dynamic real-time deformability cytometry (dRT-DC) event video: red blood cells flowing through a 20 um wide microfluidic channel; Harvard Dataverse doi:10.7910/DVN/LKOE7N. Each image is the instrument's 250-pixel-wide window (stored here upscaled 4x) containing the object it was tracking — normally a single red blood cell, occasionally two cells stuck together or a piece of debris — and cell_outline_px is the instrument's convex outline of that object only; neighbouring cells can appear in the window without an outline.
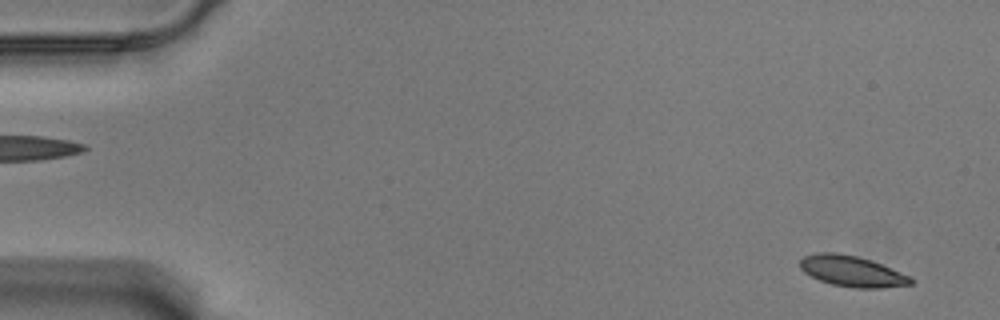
{"species": "Egyptian fruit bat (a non-hibernating species)", "species_latin": "Rousettus aegyptiacus", "temperature_condition": "warm", "stored_images_in_passage": 58, "camera_frame_rate_fps": 3000, "um_per_image_px": 0.085, "animal": {"sex": "male"}, "frame": {"image": 1, "passage_image": 3, "time_ms": 0.667, "image_size_px": [1000, 320], "cell_outline_px": [[916, 280], [912, 284], [880, 288], [856, 288], [832, 284], [820, 280], [804, 272], [800, 268], [800, 260], [804, 256], [816, 252], [836, 252], [856, 256], [872, 260], [908, 276]], "centroid_in_image_um": [72.4, 23.05], "position_along_channel_um": 12.6, "area_um2": 19.77}}
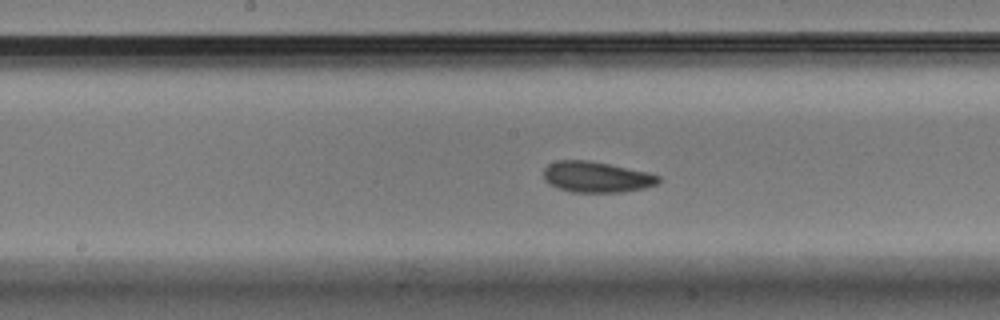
{"frame": {"image": 2, "passage_image": 30, "time_ms": 9.667, "image_size_px": [1000, 320], "cell_outline_px": [[660, 180], [656, 184], [644, 188], [624, 192], [572, 192], [556, 188], [544, 180], [544, 168], [548, 164], [556, 160], [588, 160], [648, 172], [660, 176]], "centroid_in_image_um": [50.67, 15.04], "position_along_channel_um": 197.5, "area_um2": 20.69}}
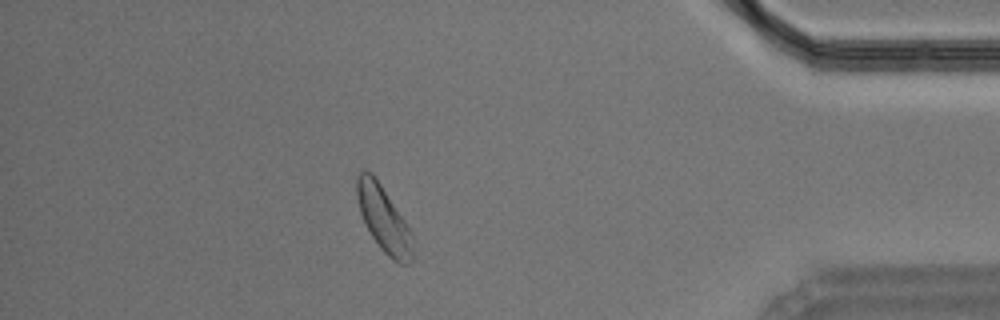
{"frame": {"image": 3, "passage_image": 51, "time_ms": 16.667, "image_size_px": [1000, 320], "cell_outline_px": [[412, 260], [408, 264], [400, 264], [392, 260], [380, 248], [364, 224], [360, 212], [356, 196], [356, 176], [364, 168], [372, 172], [376, 176], [412, 232]], "centroid_in_image_um": [32.58, 18.57], "position_along_channel_um": 402.6, "area_um2": 21.62}, "authors_computed_cell_mechanics": {"area_um2": 20.7213, "velocity_mm_per_s": 3.4904, "shape_relaxation_time_tau1_ms": 1.8411, "shape_relaxation_time_tau2_ms": 1.3918, "deformation_change_tau1": 0.0998, "deformation_change_tau2": 0.0679}}